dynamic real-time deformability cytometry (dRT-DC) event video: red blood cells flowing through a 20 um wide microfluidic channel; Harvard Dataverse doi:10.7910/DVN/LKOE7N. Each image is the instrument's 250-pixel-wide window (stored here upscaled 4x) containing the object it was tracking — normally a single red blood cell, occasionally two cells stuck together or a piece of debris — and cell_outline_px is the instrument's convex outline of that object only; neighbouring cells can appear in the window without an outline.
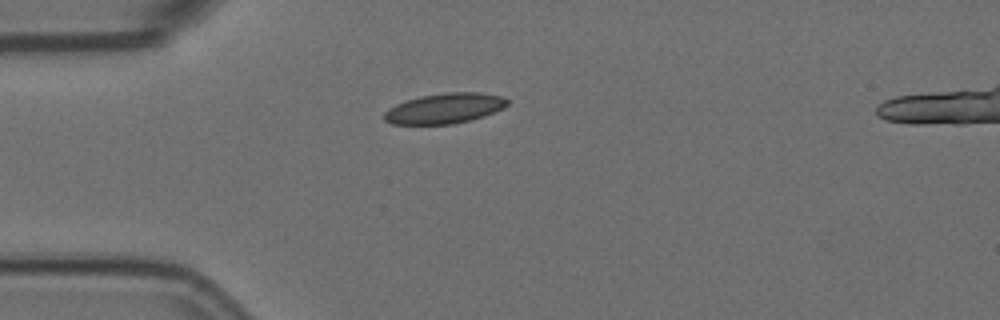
{"species": "Egyptian fruit bat (a non-hibernating species)", "species_latin": "Rousettus aegyptiacus", "temperature_condition": "room temperature", "stored_images_in_passage": 37, "camera_frame_rate_fps": 3000, "um_per_image_px": 0.085, "animal": {"sex": "female"}, "frame": {"image": 1, "passage_image": 1, "time_ms": 0.0, "image_size_px": [1000, 320], "cell_outline_px": [[508, 104], [504, 108], [484, 116], [452, 124], [392, 124], [384, 120], [384, 112], [388, 108], [396, 104], [420, 96], [448, 92], [480, 92], [504, 96], [508, 100]], "centroid_in_image_um": [37.81, 9.2], "position_along_channel_um": 47.2, "area_um2": 21.73}}
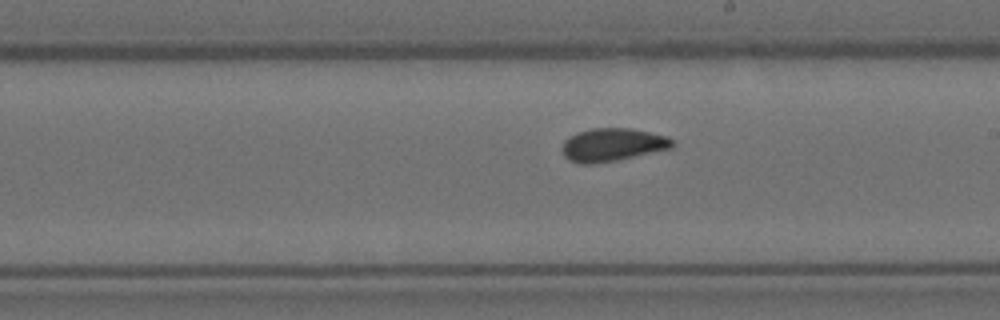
{"frame": {"image": 2, "passage_image": 18, "time_ms": 5.667, "image_size_px": [1000, 320], "cell_outline_px": [[676, 144], [672, 148], [616, 160], [592, 164], [580, 164], [564, 156], [560, 148], [564, 140], [568, 136], [576, 132], [592, 128], [632, 128], [668, 136], [676, 140]], "centroid_in_image_um": [52.07, 12.29], "position_along_channel_um": 236.9, "area_um2": 21.5}}
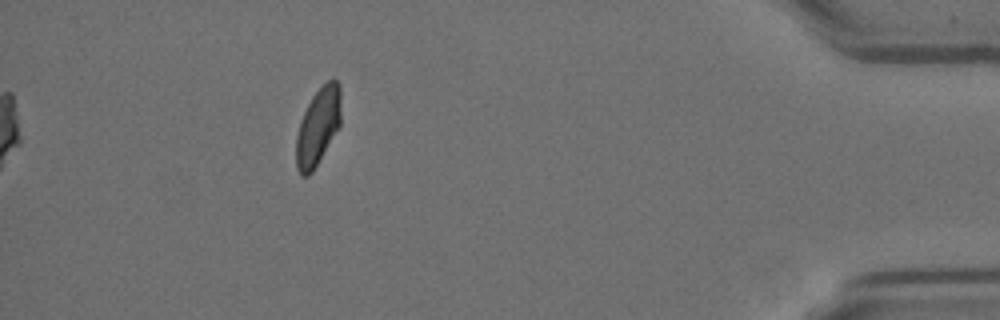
{"frame": {"image": 3, "passage_image": 37, "time_ms": 12.0, "image_size_px": [1000, 320], "cell_outline_px": [[340, 124], [312, 172], [308, 176], [300, 176], [296, 168], [296, 136], [304, 112], [312, 96], [328, 80], [336, 80], [340, 84]], "centroid_in_image_um": [27.01, 10.77], "position_along_channel_um": 408.2, "area_um2": 19.77}, "authors_computed_cell_mechanics": {"area_um2": 21.0392, "velocity_mm_per_s": 3.5871, "shape_relaxation_time_tau1_ms": null, "shape_relaxation_time_tau2_ms": 1.3341, "deformation_change_tau1": null, "deformation_change_tau2": 0.0424}}